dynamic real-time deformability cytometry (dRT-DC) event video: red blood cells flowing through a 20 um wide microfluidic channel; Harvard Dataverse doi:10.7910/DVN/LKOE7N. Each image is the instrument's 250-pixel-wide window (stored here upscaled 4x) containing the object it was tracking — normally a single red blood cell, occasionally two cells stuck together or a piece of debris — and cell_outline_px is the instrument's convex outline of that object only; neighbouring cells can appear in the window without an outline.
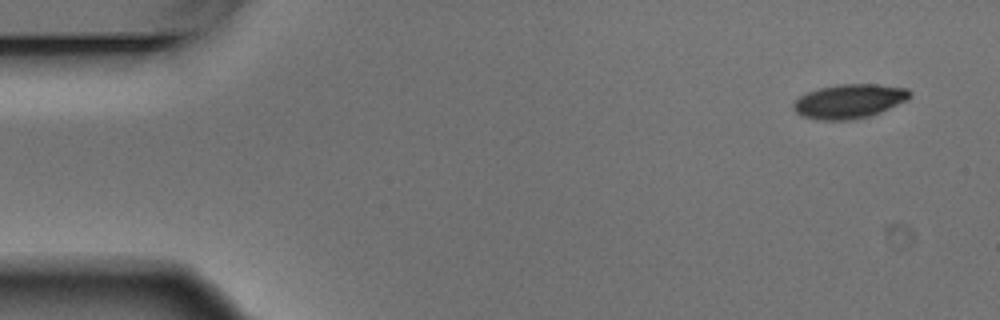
{"species": "Egyptian fruit bat (a non-hibernating species)", "species_latin": "Rousettus aegyptiacus", "temperature_condition": "warm", "stored_images_in_passage": 4, "camera_frame_rate_fps": 3000, "um_per_image_px": 0.085, "animal": {"sex": "male"}, "frame": {"image": 1, "passage_image": 1, "time_ms": 0.0, "image_size_px": [1000, 320], "cell_outline_px": [[912, 96], [908, 100], [880, 112], [868, 116], [852, 120], [816, 120], [804, 116], [796, 112], [792, 108], [792, 104], [800, 96], [808, 92], [820, 88], [836, 84], [876, 84], [908, 88], [912, 92]], "centroid_in_image_um": [72.21, 8.6], "position_along_channel_um": 12.8, "area_um2": 23.29}}